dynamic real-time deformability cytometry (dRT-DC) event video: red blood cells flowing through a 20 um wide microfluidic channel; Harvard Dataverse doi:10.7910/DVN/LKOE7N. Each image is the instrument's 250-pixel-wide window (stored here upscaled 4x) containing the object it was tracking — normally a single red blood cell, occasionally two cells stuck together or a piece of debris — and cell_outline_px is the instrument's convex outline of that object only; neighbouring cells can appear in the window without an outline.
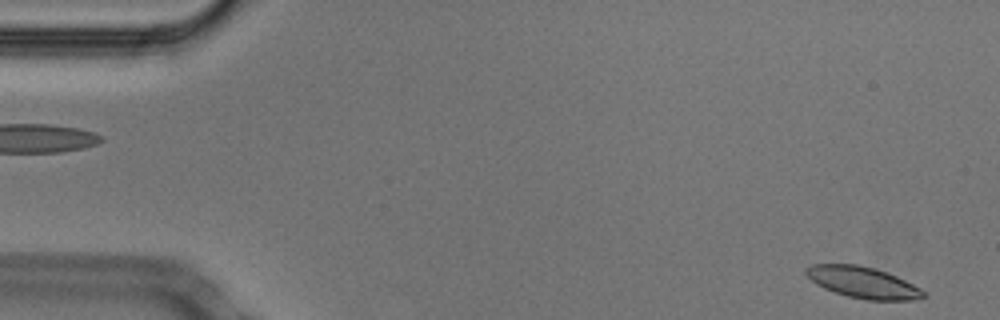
{"species": "Egyptian fruit bat (a non-hibernating species)", "species_latin": "Rousettus aegyptiacus", "temperature_condition": "cold", "stored_images_in_passage": 53, "camera_frame_rate_fps": 3000, "um_per_image_px": 0.085, "animal": {"sex": "male"}, "frame": {"image": 1, "passage_image": 1, "time_ms": 0.0, "image_size_px": [1000, 320], "cell_outline_px": [[928, 296], [912, 300], [868, 300], [848, 296], [824, 288], [816, 284], [804, 272], [804, 268], [812, 264], [860, 264], [876, 268], [896, 276], [928, 292]], "centroid_in_image_um": [73.36, 24.0], "position_along_channel_um": 11.6, "area_um2": 21.5}}
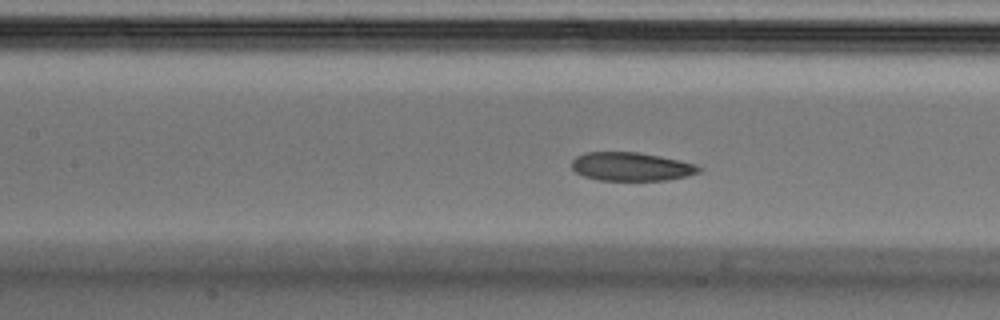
{"frame": {"image": 2, "passage_image": 22, "time_ms": 7.0, "image_size_px": [1000, 320], "cell_outline_px": [[704, 168], [700, 172], [688, 176], [668, 180], [596, 180], [584, 176], [576, 172], [572, 168], [572, 160], [576, 156], [584, 152], [640, 152], [680, 160], [696, 164]], "centroid_in_image_um": [53.69, 14.16], "position_along_channel_um": 153.7, "area_um2": 21.39}}
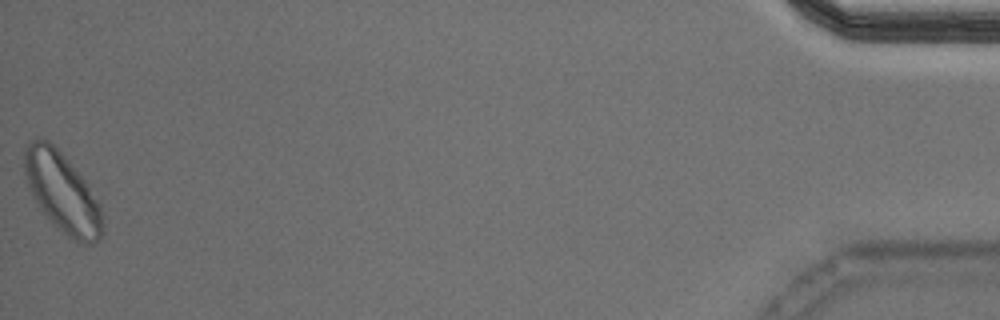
{"frame": {"image": 3, "passage_image": 52, "time_ms": 17.0, "image_size_px": [1000, 320], "cell_outline_px": [[104, 232], [92, 244], [84, 244], [68, 236], [52, 224], [32, 196], [24, 172], [24, 148], [36, 136], [40, 136], [48, 140], [68, 160], [88, 184], [100, 204], [104, 216]], "centroid_in_image_um": [5.3, 16.35], "position_along_channel_um": 429.9, "area_um2": 36.41}}